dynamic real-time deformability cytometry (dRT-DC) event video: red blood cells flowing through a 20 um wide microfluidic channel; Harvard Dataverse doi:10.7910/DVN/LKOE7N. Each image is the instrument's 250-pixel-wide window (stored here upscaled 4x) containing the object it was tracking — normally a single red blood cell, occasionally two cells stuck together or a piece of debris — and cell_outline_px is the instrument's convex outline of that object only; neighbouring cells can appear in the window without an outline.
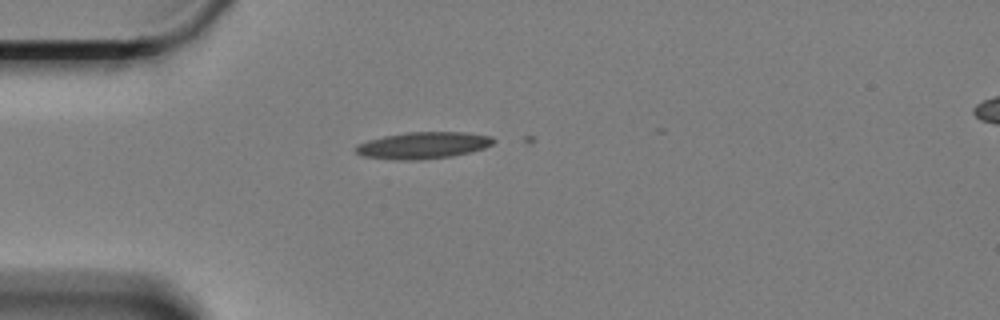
{"species": "Egyptian fruit bat (a non-hibernating species)", "species_latin": "Rousettus aegyptiacus", "temperature_condition": "cold", "stored_images_in_passage": 4, "camera_frame_rate_fps": 3000, "um_per_image_px": 0.085, "animal": {"sex": "female"}, "frame": {"image": 1, "passage_image": 2, "time_ms": 0.333, "image_size_px": [1000, 320], "cell_outline_px": [[496, 140], [492, 144], [484, 148], [452, 156], [416, 160], [396, 160], [364, 156], [356, 152], [356, 148], [360, 144], [368, 140], [384, 136], [408, 132], [464, 132], [492, 136]], "centroid_in_image_um": [36.0, 12.35], "position_along_channel_um": 49.0, "area_um2": 21.21}}